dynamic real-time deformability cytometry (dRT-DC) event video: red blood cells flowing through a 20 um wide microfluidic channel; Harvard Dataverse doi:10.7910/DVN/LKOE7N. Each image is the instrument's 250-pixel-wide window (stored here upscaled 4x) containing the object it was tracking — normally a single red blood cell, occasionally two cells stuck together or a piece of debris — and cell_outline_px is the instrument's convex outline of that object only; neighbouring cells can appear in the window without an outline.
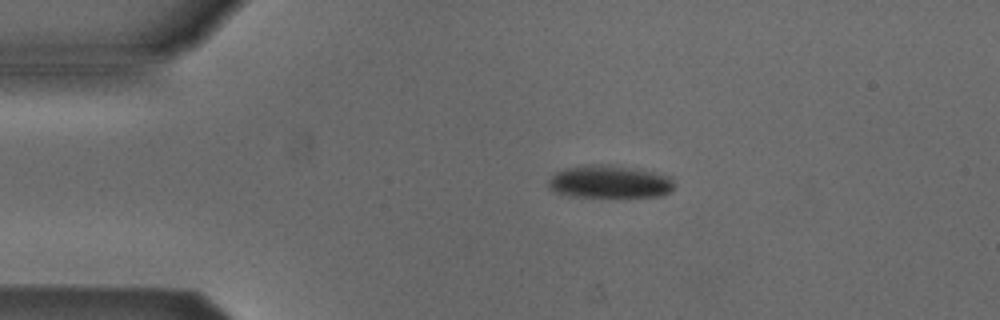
{"species": "Egyptian fruit bat (a non-hibernating species)", "species_latin": "Rousettus aegyptiacus", "temperature_condition": "cold", "stored_images_in_passage": 2, "camera_frame_rate_fps": 3000, "um_per_image_px": 0.085, "animal": {"sex": "male"}, "frame": {"image": 1, "passage_image": 1, "time_ms": 0.0, "image_size_px": [1000, 320], "cell_outline_px": [[676, 184], [668, 192], [660, 196], [572, 196], [556, 192], [548, 188], [548, 180], [556, 172], [564, 168], [588, 164], [612, 164], [672, 176]], "centroid_in_image_um": [51.81, 15.43], "position_along_channel_um": 33.2, "area_um2": 23.99}}